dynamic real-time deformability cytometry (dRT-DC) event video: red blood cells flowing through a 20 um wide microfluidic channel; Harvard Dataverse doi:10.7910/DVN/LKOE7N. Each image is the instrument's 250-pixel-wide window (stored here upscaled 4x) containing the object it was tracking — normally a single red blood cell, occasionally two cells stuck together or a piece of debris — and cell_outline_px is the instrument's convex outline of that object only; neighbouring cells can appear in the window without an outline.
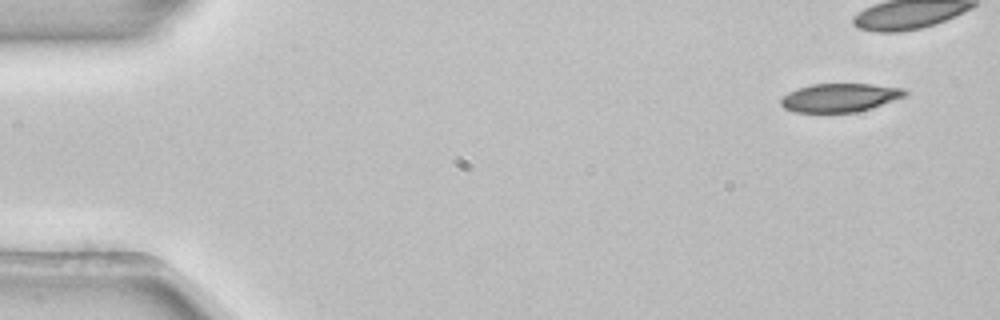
{"species": "common noctule bat (a hibernating species)", "species_latin": "Nyctalus noctula", "temperature_condition": "room temperature", "stored_images_in_passage": 4, "camera_frame_rate_fps": 3000, "um_per_image_px": 0.085, "animal": {"sex": "female", "body_mass_g": 22.7, "forearm_length_mm": 54.2}, "frame": {"image": 1, "passage_image": 1, "time_ms": 0.0, "image_size_px": [1000, 320], "cell_outline_px": [[908, 96], [872, 108], [856, 112], [796, 112], [784, 108], [780, 104], [780, 100], [788, 92], [796, 88], [812, 84], [872, 84], [904, 88], [908, 92]], "centroid_in_image_um": [71.42, 8.29], "position_along_channel_um": 13.6, "area_um2": 20.81}}